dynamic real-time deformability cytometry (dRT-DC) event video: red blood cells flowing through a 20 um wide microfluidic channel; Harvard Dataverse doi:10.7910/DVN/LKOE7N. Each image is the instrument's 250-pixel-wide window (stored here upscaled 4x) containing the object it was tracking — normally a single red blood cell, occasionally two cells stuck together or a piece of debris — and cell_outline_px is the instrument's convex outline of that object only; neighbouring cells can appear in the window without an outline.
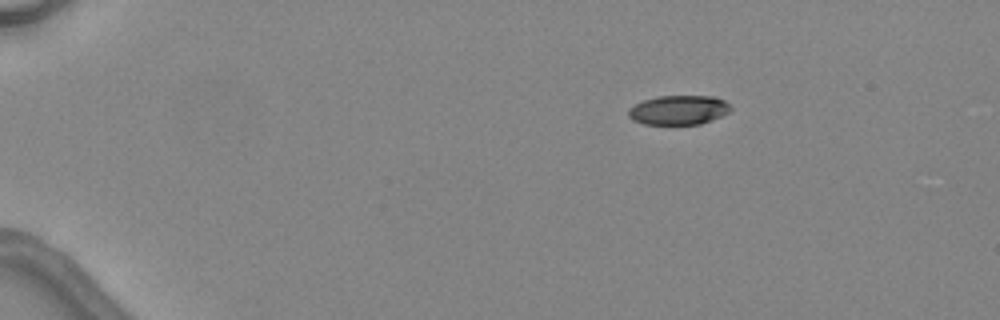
{"species": "common noctule bat (a hibernating species)", "species_latin": "Nyctalus noctula", "temperature_condition": "warm", "stored_images_in_passage": 4, "camera_frame_rate_fps": 3000, "um_per_image_px": 0.085, "animal": {"sex": "female", "body_mass_g": 24.6, "forearm_length_mm": 56.2}, "frame": {"image": 1, "passage_image": 1, "time_ms": 0.0, "image_size_px": [1000, 320], "cell_outline_px": [[732, 108], [728, 112], [712, 120], [700, 124], [644, 124], [632, 120], [628, 116], [628, 108], [644, 100], [656, 96], [712, 96], [724, 100]], "centroid_in_image_um": [57.66, 9.35], "position_along_channel_um": 27.3, "area_um2": 17.46}}
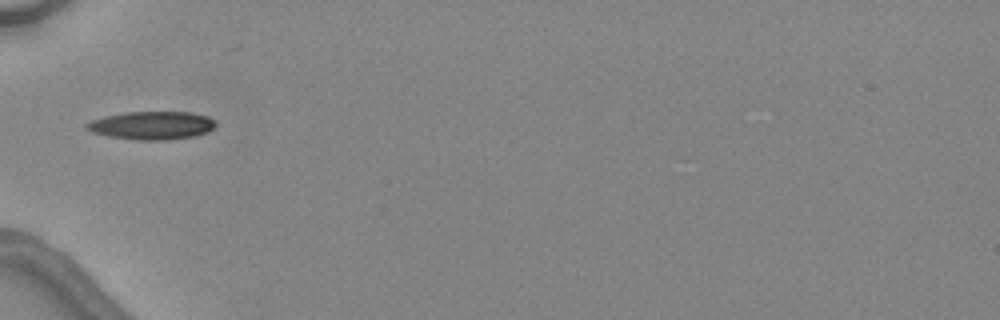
{"frame": {"image": 2, "passage_image": 3, "time_ms": 3.333, "image_size_px": [1000, 320], "cell_outline_px": [[216, 124], [208, 132], [196, 136], [168, 140], [136, 140], [108, 136], [92, 132], [84, 128], [84, 124], [92, 120], [104, 116], [124, 112], [192, 112], [208, 116], [216, 120]], "centroid_in_image_um": [12.91, 10.66], "position_along_channel_um": 72.1, "area_um2": 21.44}}